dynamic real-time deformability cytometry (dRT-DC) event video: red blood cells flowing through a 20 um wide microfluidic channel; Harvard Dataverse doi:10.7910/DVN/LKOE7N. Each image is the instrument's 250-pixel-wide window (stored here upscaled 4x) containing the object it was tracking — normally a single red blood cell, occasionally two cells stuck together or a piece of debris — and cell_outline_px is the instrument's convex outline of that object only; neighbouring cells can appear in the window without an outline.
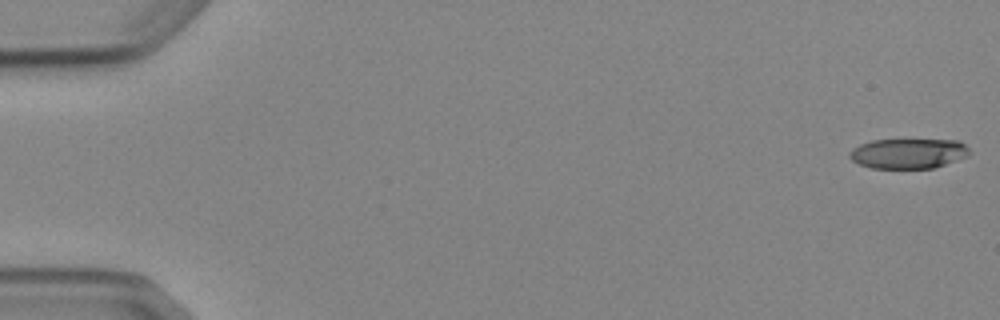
{"species": "Egyptian fruit bat (a non-hibernating species)", "species_latin": "Rousettus aegyptiacus", "temperature_condition": "cold", "stored_images_in_passage": 4, "camera_frame_rate_fps": 3000, "um_per_image_px": 0.085, "animal": {"sex": "female"}, "frame": {"image": 1, "passage_image": 1, "time_ms": 0.0, "image_size_px": [1000, 320], "cell_outline_px": [[972, 152], [968, 156], [932, 168], [872, 168], [860, 164], [852, 160], [848, 156], [848, 152], [852, 148], [860, 144], [872, 140], [960, 140]], "centroid_in_image_um": [77.2, 13.04], "position_along_channel_um": 7.8, "area_um2": 20.98}}